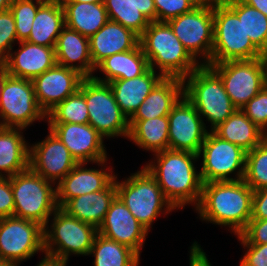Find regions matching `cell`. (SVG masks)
Segmentation results:
<instances>
[{
    "label": "cell",
    "instance_id": "cell-3",
    "mask_svg": "<svg viewBox=\"0 0 267 266\" xmlns=\"http://www.w3.org/2000/svg\"><path fill=\"white\" fill-rule=\"evenodd\" d=\"M139 44L149 67L154 71L158 68L163 77L184 79L201 65V61H196L185 49L167 22H150L139 36Z\"/></svg>",
    "mask_w": 267,
    "mask_h": 266
},
{
    "label": "cell",
    "instance_id": "cell-18",
    "mask_svg": "<svg viewBox=\"0 0 267 266\" xmlns=\"http://www.w3.org/2000/svg\"><path fill=\"white\" fill-rule=\"evenodd\" d=\"M85 77L77 70L56 64L32 80L35 97L47 115L68 96L74 94Z\"/></svg>",
    "mask_w": 267,
    "mask_h": 266
},
{
    "label": "cell",
    "instance_id": "cell-6",
    "mask_svg": "<svg viewBox=\"0 0 267 266\" xmlns=\"http://www.w3.org/2000/svg\"><path fill=\"white\" fill-rule=\"evenodd\" d=\"M54 183L45 180L30 168L11 176L14 215L38 222L45 227L58 209Z\"/></svg>",
    "mask_w": 267,
    "mask_h": 266
},
{
    "label": "cell",
    "instance_id": "cell-9",
    "mask_svg": "<svg viewBox=\"0 0 267 266\" xmlns=\"http://www.w3.org/2000/svg\"><path fill=\"white\" fill-rule=\"evenodd\" d=\"M79 90L84 94L89 124L104 138L129 136V119L115 101L108 83L86 77L81 81Z\"/></svg>",
    "mask_w": 267,
    "mask_h": 266
},
{
    "label": "cell",
    "instance_id": "cell-11",
    "mask_svg": "<svg viewBox=\"0 0 267 266\" xmlns=\"http://www.w3.org/2000/svg\"><path fill=\"white\" fill-rule=\"evenodd\" d=\"M201 156L199 172L203 183L244 179L246 151L210 130L198 153V157ZM233 173L236 174L234 178L230 175Z\"/></svg>",
    "mask_w": 267,
    "mask_h": 266
},
{
    "label": "cell",
    "instance_id": "cell-1",
    "mask_svg": "<svg viewBox=\"0 0 267 266\" xmlns=\"http://www.w3.org/2000/svg\"><path fill=\"white\" fill-rule=\"evenodd\" d=\"M154 160L144 165L156 179L166 199L175 209L186 204L195 208L200 202L203 182L195 168L197 154L187 151L163 150L155 153Z\"/></svg>",
    "mask_w": 267,
    "mask_h": 266
},
{
    "label": "cell",
    "instance_id": "cell-15",
    "mask_svg": "<svg viewBox=\"0 0 267 266\" xmlns=\"http://www.w3.org/2000/svg\"><path fill=\"white\" fill-rule=\"evenodd\" d=\"M169 119V149L199 153L208 133L204 119L183 95L172 107Z\"/></svg>",
    "mask_w": 267,
    "mask_h": 266
},
{
    "label": "cell",
    "instance_id": "cell-2",
    "mask_svg": "<svg viewBox=\"0 0 267 266\" xmlns=\"http://www.w3.org/2000/svg\"><path fill=\"white\" fill-rule=\"evenodd\" d=\"M253 190L244 180L203 183L197 207L200 219L228 226L240 235L252 217Z\"/></svg>",
    "mask_w": 267,
    "mask_h": 266
},
{
    "label": "cell",
    "instance_id": "cell-29",
    "mask_svg": "<svg viewBox=\"0 0 267 266\" xmlns=\"http://www.w3.org/2000/svg\"><path fill=\"white\" fill-rule=\"evenodd\" d=\"M65 27L64 9L60 0H45L38 8L26 41L55 47L57 38Z\"/></svg>",
    "mask_w": 267,
    "mask_h": 266
},
{
    "label": "cell",
    "instance_id": "cell-50",
    "mask_svg": "<svg viewBox=\"0 0 267 266\" xmlns=\"http://www.w3.org/2000/svg\"><path fill=\"white\" fill-rule=\"evenodd\" d=\"M263 63H264V68H265V84L267 86V50L262 52L261 56Z\"/></svg>",
    "mask_w": 267,
    "mask_h": 266
},
{
    "label": "cell",
    "instance_id": "cell-23",
    "mask_svg": "<svg viewBox=\"0 0 267 266\" xmlns=\"http://www.w3.org/2000/svg\"><path fill=\"white\" fill-rule=\"evenodd\" d=\"M54 49L58 65L77 70L85 78L92 77L95 73L89 38L76 30L65 26L57 38Z\"/></svg>",
    "mask_w": 267,
    "mask_h": 266
},
{
    "label": "cell",
    "instance_id": "cell-38",
    "mask_svg": "<svg viewBox=\"0 0 267 266\" xmlns=\"http://www.w3.org/2000/svg\"><path fill=\"white\" fill-rule=\"evenodd\" d=\"M45 0H12L10 11L15 19L18 41H25L30 36L33 20L39 6Z\"/></svg>",
    "mask_w": 267,
    "mask_h": 266
},
{
    "label": "cell",
    "instance_id": "cell-7",
    "mask_svg": "<svg viewBox=\"0 0 267 266\" xmlns=\"http://www.w3.org/2000/svg\"><path fill=\"white\" fill-rule=\"evenodd\" d=\"M213 16L210 63L261 58L262 52L246 35L242 20L222 0L213 4Z\"/></svg>",
    "mask_w": 267,
    "mask_h": 266
},
{
    "label": "cell",
    "instance_id": "cell-13",
    "mask_svg": "<svg viewBox=\"0 0 267 266\" xmlns=\"http://www.w3.org/2000/svg\"><path fill=\"white\" fill-rule=\"evenodd\" d=\"M208 66L220 76L226 93L237 109H241L266 85L262 58L229 60Z\"/></svg>",
    "mask_w": 267,
    "mask_h": 266
},
{
    "label": "cell",
    "instance_id": "cell-17",
    "mask_svg": "<svg viewBox=\"0 0 267 266\" xmlns=\"http://www.w3.org/2000/svg\"><path fill=\"white\" fill-rule=\"evenodd\" d=\"M48 126L78 163L96 164L108 158L104 137L89 123H48Z\"/></svg>",
    "mask_w": 267,
    "mask_h": 266
},
{
    "label": "cell",
    "instance_id": "cell-37",
    "mask_svg": "<svg viewBox=\"0 0 267 266\" xmlns=\"http://www.w3.org/2000/svg\"><path fill=\"white\" fill-rule=\"evenodd\" d=\"M243 180L253 191L267 187V137L246 152Z\"/></svg>",
    "mask_w": 267,
    "mask_h": 266
},
{
    "label": "cell",
    "instance_id": "cell-31",
    "mask_svg": "<svg viewBox=\"0 0 267 266\" xmlns=\"http://www.w3.org/2000/svg\"><path fill=\"white\" fill-rule=\"evenodd\" d=\"M212 132L219 138L234 143L248 152L258 146L267 134L254 124L241 109H236Z\"/></svg>",
    "mask_w": 267,
    "mask_h": 266
},
{
    "label": "cell",
    "instance_id": "cell-27",
    "mask_svg": "<svg viewBox=\"0 0 267 266\" xmlns=\"http://www.w3.org/2000/svg\"><path fill=\"white\" fill-rule=\"evenodd\" d=\"M109 20L118 22L140 36L156 21L154 0H104Z\"/></svg>",
    "mask_w": 267,
    "mask_h": 266
},
{
    "label": "cell",
    "instance_id": "cell-26",
    "mask_svg": "<svg viewBox=\"0 0 267 266\" xmlns=\"http://www.w3.org/2000/svg\"><path fill=\"white\" fill-rule=\"evenodd\" d=\"M183 96V79L163 77L129 120H145L168 116Z\"/></svg>",
    "mask_w": 267,
    "mask_h": 266
},
{
    "label": "cell",
    "instance_id": "cell-25",
    "mask_svg": "<svg viewBox=\"0 0 267 266\" xmlns=\"http://www.w3.org/2000/svg\"><path fill=\"white\" fill-rule=\"evenodd\" d=\"M148 68L142 75L131 79L109 82V86L121 111L129 119L163 76Z\"/></svg>",
    "mask_w": 267,
    "mask_h": 266
},
{
    "label": "cell",
    "instance_id": "cell-10",
    "mask_svg": "<svg viewBox=\"0 0 267 266\" xmlns=\"http://www.w3.org/2000/svg\"><path fill=\"white\" fill-rule=\"evenodd\" d=\"M0 127L26 129L36 120L47 121L35 97L32 80L8 75L0 95Z\"/></svg>",
    "mask_w": 267,
    "mask_h": 266
},
{
    "label": "cell",
    "instance_id": "cell-19",
    "mask_svg": "<svg viewBox=\"0 0 267 266\" xmlns=\"http://www.w3.org/2000/svg\"><path fill=\"white\" fill-rule=\"evenodd\" d=\"M148 232L118 196L111 202L104 221L98 228L99 234L128 246L139 256Z\"/></svg>",
    "mask_w": 267,
    "mask_h": 266
},
{
    "label": "cell",
    "instance_id": "cell-52",
    "mask_svg": "<svg viewBox=\"0 0 267 266\" xmlns=\"http://www.w3.org/2000/svg\"><path fill=\"white\" fill-rule=\"evenodd\" d=\"M0 266H18V265L11 262V261H6V260L0 259Z\"/></svg>",
    "mask_w": 267,
    "mask_h": 266
},
{
    "label": "cell",
    "instance_id": "cell-24",
    "mask_svg": "<svg viewBox=\"0 0 267 266\" xmlns=\"http://www.w3.org/2000/svg\"><path fill=\"white\" fill-rule=\"evenodd\" d=\"M117 196L115 179L103 190L68 200L61 209L68 215L94 226H101L111 202Z\"/></svg>",
    "mask_w": 267,
    "mask_h": 266
},
{
    "label": "cell",
    "instance_id": "cell-36",
    "mask_svg": "<svg viewBox=\"0 0 267 266\" xmlns=\"http://www.w3.org/2000/svg\"><path fill=\"white\" fill-rule=\"evenodd\" d=\"M48 123H89L84 94L78 89L47 114Z\"/></svg>",
    "mask_w": 267,
    "mask_h": 266
},
{
    "label": "cell",
    "instance_id": "cell-4",
    "mask_svg": "<svg viewBox=\"0 0 267 266\" xmlns=\"http://www.w3.org/2000/svg\"><path fill=\"white\" fill-rule=\"evenodd\" d=\"M183 95L202 119L206 118L210 122V131L237 109L226 93L222 79L208 65H200L183 79Z\"/></svg>",
    "mask_w": 267,
    "mask_h": 266
},
{
    "label": "cell",
    "instance_id": "cell-8",
    "mask_svg": "<svg viewBox=\"0 0 267 266\" xmlns=\"http://www.w3.org/2000/svg\"><path fill=\"white\" fill-rule=\"evenodd\" d=\"M44 227V254L68 259L71 255H89L98 230L58 208Z\"/></svg>",
    "mask_w": 267,
    "mask_h": 266
},
{
    "label": "cell",
    "instance_id": "cell-41",
    "mask_svg": "<svg viewBox=\"0 0 267 266\" xmlns=\"http://www.w3.org/2000/svg\"><path fill=\"white\" fill-rule=\"evenodd\" d=\"M19 42L16 35L15 19L9 10L0 12V63L13 52V44Z\"/></svg>",
    "mask_w": 267,
    "mask_h": 266
},
{
    "label": "cell",
    "instance_id": "cell-42",
    "mask_svg": "<svg viewBox=\"0 0 267 266\" xmlns=\"http://www.w3.org/2000/svg\"><path fill=\"white\" fill-rule=\"evenodd\" d=\"M237 238L241 245L267 244V219H250L247 227Z\"/></svg>",
    "mask_w": 267,
    "mask_h": 266
},
{
    "label": "cell",
    "instance_id": "cell-5",
    "mask_svg": "<svg viewBox=\"0 0 267 266\" xmlns=\"http://www.w3.org/2000/svg\"><path fill=\"white\" fill-rule=\"evenodd\" d=\"M117 179L116 175L117 196L148 231L160 213L167 215L175 210L166 199L156 179L145 167L132 173L122 182Z\"/></svg>",
    "mask_w": 267,
    "mask_h": 266
},
{
    "label": "cell",
    "instance_id": "cell-45",
    "mask_svg": "<svg viewBox=\"0 0 267 266\" xmlns=\"http://www.w3.org/2000/svg\"><path fill=\"white\" fill-rule=\"evenodd\" d=\"M251 219H267V187L253 191Z\"/></svg>",
    "mask_w": 267,
    "mask_h": 266
},
{
    "label": "cell",
    "instance_id": "cell-21",
    "mask_svg": "<svg viewBox=\"0 0 267 266\" xmlns=\"http://www.w3.org/2000/svg\"><path fill=\"white\" fill-rule=\"evenodd\" d=\"M18 43L20 48L10 52L1 62L10 76L33 80L57 64L55 47H46L26 40Z\"/></svg>",
    "mask_w": 267,
    "mask_h": 266
},
{
    "label": "cell",
    "instance_id": "cell-14",
    "mask_svg": "<svg viewBox=\"0 0 267 266\" xmlns=\"http://www.w3.org/2000/svg\"><path fill=\"white\" fill-rule=\"evenodd\" d=\"M44 250V227L38 222L9 216L0 218V259L18 266Z\"/></svg>",
    "mask_w": 267,
    "mask_h": 266
},
{
    "label": "cell",
    "instance_id": "cell-28",
    "mask_svg": "<svg viewBox=\"0 0 267 266\" xmlns=\"http://www.w3.org/2000/svg\"><path fill=\"white\" fill-rule=\"evenodd\" d=\"M149 68L147 57L140 44L134 49L113 54L102 60L96 67L105 75L101 78L93 75L92 78L102 83H109L119 79H131L142 75Z\"/></svg>",
    "mask_w": 267,
    "mask_h": 266
},
{
    "label": "cell",
    "instance_id": "cell-12",
    "mask_svg": "<svg viewBox=\"0 0 267 266\" xmlns=\"http://www.w3.org/2000/svg\"><path fill=\"white\" fill-rule=\"evenodd\" d=\"M167 23L196 61L201 58V65L210 64L213 49V4L200 3L192 11L175 17Z\"/></svg>",
    "mask_w": 267,
    "mask_h": 266
},
{
    "label": "cell",
    "instance_id": "cell-48",
    "mask_svg": "<svg viewBox=\"0 0 267 266\" xmlns=\"http://www.w3.org/2000/svg\"><path fill=\"white\" fill-rule=\"evenodd\" d=\"M8 75L9 74L6 68L0 63V95H1V90L3 88V85L5 83V79Z\"/></svg>",
    "mask_w": 267,
    "mask_h": 266
},
{
    "label": "cell",
    "instance_id": "cell-46",
    "mask_svg": "<svg viewBox=\"0 0 267 266\" xmlns=\"http://www.w3.org/2000/svg\"><path fill=\"white\" fill-rule=\"evenodd\" d=\"M189 258L190 266H211L206 253L196 241L190 247Z\"/></svg>",
    "mask_w": 267,
    "mask_h": 266
},
{
    "label": "cell",
    "instance_id": "cell-22",
    "mask_svg": "<svg viewBox=\"0 0 267 266\" xmlns=\"http://www.w3.org/2000/svg\"><path fill=\"white\" fill-rule=\"evenodd\" d=\"M139 44V36L118 22L108 20L89 38L90 55L96 67L105 58L134 49Z\"/></svg>",
    "mask_w": 267,
    "mask_h": 266
},
{
    "label": "cell",
    "instance_id": "cell-34",
    "mask_svg": "<svg viewBox=\"0 0 267 266\" xmlns=\"http://www.w3.org/2000/svg\"><path fill=\"white\" fill-rule=\"evenodd\" d=\"M89 255L94 256V266H138L140 256L126 245L97 233Z\"/></svg>",
    "mask_w": 267,
    "mask_h": 266
},
{
    "label": "cell",
    "instance_id": "cell-51",
    "mask_svg": "<svg viewBox=\"0 0 267 266\" xmlns=\"http://www.w3.org/2000/svg\"><path fill=\"white\" fill-rule=\"evenodd\" d=\"M61 2H84V3H101L104 0H60Z\"/></svg>",
    "mask_w": 267,
    "mask_h": 266
},
{
    "label": "cell",
    "instance_id": "cell-43",
    "mask_svg": "<svg viewBox=\"0 0 267 266\" xmlns=\"http://www.w3.org/2000/svg\"><path fill=\"white\" fill-rule=\"evenodd\" d=\"M14 215V198L11 177H0V218Z\"/></svg>",
    "mask_w": 267,
    "mask_h": 266
},
{
    "label": "cell",
    "instance_id": "cell-32",
    "mask_svg": "<svg viewBox=\"0 0 267 266\" xmlns=\"http://www.w3.org/2000/svg\"><path fill=\"white\" fill-rule=\"evenodd\" d=\"M65 26L90 38L109 20L104 3L61 2Z\"/></svg>",
    "mask_w": 267,
    "mask_h": 266
},
{
    "label": "cell",
    "instance_id": "cell-39",
    "mask_svg": "<svg viewBox=\"0 0 267 266\" xmlns=\"http://www.w3.org/2000/svg\"><path fill=\"white\" fill-rule=\"evenodd\" d=\"M221 0H154L156 21L167 22L192 11L200 3L215 4Z\"/></svg>",
    "mask_w": 267,
    "mask_h": 266
},
{
    "label": "cell",
    "instance_id": "cell-47",
    "mask_svg": "<svg viewBox=\"0 0 267 266\" xmlns=\"http://www.w3.org/2000/svg\"><path fill=\"white\" fill-rule=\"evenodd\" d=\"M244 3L254 7L267 17V0H242Z\"/></svg>",
    "mask_w": 267,
    "mask_h": 266
},
{
    "label": "cell",
    "instance_id": "cell-49",
    "mask_svg": "<svg viewBox=\"0 0 267 266\" xmlns=\"http://www.w3.org/2000/svg\"><path fill=\"white\" fill-rule=\"evenodd\" d=\"M12 0H0V12L9 10Z\"/></svg>",
    "mask_w": 267,
    "mask_h": 266
},
{
    "label": "cell",
    "instance_id": "cell-30",
    "mask_svg": "<svg viewBox=\"0 0 267 266\" xmlns=\"http://www.w3.org/2000/svg\"><path fill=\"white\" fill-rule=\"evenodd\" d=\"M23 130L0 127V177H11L29 168V145Z\"/></svg>",
    "mask_w": 267,
    "mask_h": 266
},
{
    "label": "cell",
    "instance_id": "cell-40",
    "mask_svg": "<svg viewBox=\"0 0 267 266\" xmlns=\"http://www.w3.org/2000/svg\"><path fill=\"white\" fill-rule=\"evenodd\" d=\"M241 110L260 129L267 134V86L251 98Z\"/></svg>",
    "mask_w": 267,
    "mask_h": 266
},
{
    "label": "cell",
    "instance_id": "cell-20",
    "mask_svg": "<svg viewBox=\"0 0 267 266\" xmlns=\"http://www.w3.org/2000/svg\"><path fill=\"white\" fill-rule=\"evenodd\" d=\"M107 159L96 162L100 169H87V163H78L57 185V205L61 208L68 200L105 189L114 179L113 169L106 168ZM104 166V167H103ZM108 170V171H107ZM110 171V172H109Z\"/></svg>",
    "mask_w": 267,
    "mask_h": 266
},
{
    "label": "cell",
    "instance_id": "cell-44",
    "mask_svg": "<svg viewBox=\"0 0 267 266\" xmlns=\"http://www.w3.org/2000/svg\"><path fill=\"white\" fill-rule=\"evenodd\" d=\"M242 246L247 250L240 266H267V244Z\"/></svg>",
    "mask_w": 267,
    "mask_h": 266
},
{
    "label": "cell",
    "instance_id": "cell-35",
    "mask_svg": "<svg viewBox=\"0 0 267 266\" xmlns=\"http://www.w3.org/2000/svg\"><path fill=\"white\" fill-rule=\"evenodd\" d=\"M242 20L246 35L261 51L267 50V17L242 0H222Z\"/></svg>",
    "mask_w": 267,
    "mask_h": 266
},
{
    "label": "cell",
    "instance_id": "cell-16",
    "mask_svg": "<svg viewBox=\"0 0 267 266\" xmlns=\"http://www.w3.org/2000/svg\"><path fill=\"white\" fill-rule=\"evenodd\" d=\"M48 132L41 142L29 146V168L57 185L78 162L60 139Z\"/></svg>",
    "mask_w": 267,
    "mask_h": 266
},
{
    "label": "cell",
    "instance_id": "cell-33",
    "mask_svg": "<svg viewBox=\"0 0 267 266\" xmlns=\"http://www.w3.org/2000/svg\"><path fill=\"white\" fill-rule=\"evenodd\" d=\"M128 139L139 148L155 153L169 149L168 116L145 120H129Z\"/></svg>",
    "mask_w": 267,
    "mask_h": 266
}]
</instances>
